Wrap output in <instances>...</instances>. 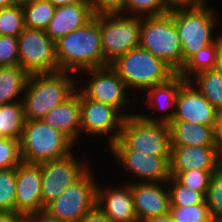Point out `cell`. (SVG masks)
Masks as SVG:
<instances>
[{"label":"cell","instance_id":"obj_1","mask_svg":"<svg viewBox=\"0 0 222 222\" xmlns=\"http://www.w3.org/2000/svg\"><path fill=\"white\" fill-rule=\"evenodd\" d=\"M59 71L76 72L105 66L99 15L55 42Z\"/></svg>","mask_w":222,"mask_h":222},{"label":"cell","instance_id":"obj_2","mask_svg":"<svg viewBox=\"0 0 222 222\" xmlns=\"http://www.w3.org/2000/svg\"><path fill=\"white\" fill-rule=\"evenodd\" d=\"M72 72L30 74L22 96L25 120H40L76 92Z\"/></svg>","mask_w":222,"mask_h":222},{"label":"cell","instance_id":"obj_3","mask_svg":"<svg viewBox=\"0 0 222 222\" xmlns=\"http://www.w3.org/2000/svg\"><path fill=\"white\" fill-rule=\"evenodd\" d=\"M111 150H136L153 156H171L169 124L148 121L139 114L125 117L119 139Z\"/></svg>","mask_w":222,"mask_h":222},{"label":"cell","instance_id":"obj_4","mask_svg":"<svg viewBox=\"0 0 222 222\" xmlns=\"http://www.w3.org/2000/svg\"><path fill=\"white\" fill-rule=\"evenodd\" d=\"M110 66L128 88L147 90L172 78L177 72L164 60L136 47L116 59Z\"/></svg>","mask_w":222,"mask_h":222},{"label":"cell","instance_id":"obj_5","mask_svg":"<svg viewBox=\"0 0 222 222\" xmlns=\"http://www.w3.org/2000/svg\"><path fill=\"white\" fill-rule=\"evenodd\" d=\"M73 142L42 119L26 120L20 139L22 161L41 164L69 155Z\"/></svg>","mask_w":222,"mask_h":222},{"label":"cell","instance_id":"obj_6","mask_svg":"<svg viewBox=\"0 0 222 222\" xmlns=\"http://www.w3.org/2000/svg\"><path fill=\"white\" fill-rule=\"evenodd\" d=\"M177 27L182 45L183 66L200 49L216 42L221 35L213 37L215 13L207 4L195 8H177L169 13ZM213 31V32H212Z\"/></svg>","mask_w":222,"mask_h":222},{"label":"cell","instance_id":"obj_7","mask_svg":"<svg viewBox=\"0 0 222 222\" xmlns=\"http://www.w3.org/2000/svg\"><path fill=\"white\" fill-rule=\"evenodd\" d=\"M139 36V47L164 60L177 73L182 69V45L170 14L141 18Z\"/></svg>","mask_w":222,"mask_h":222},{"label":"cell","instance_id":"obj_8","mask_svg":"<svg viewBox=\"0 0 222 222\" xmlns=\"http://www.w3.org/2000/svg\"><path fill=\"white\" fill-rule=\"evenodd\" d=\"M105 66L139 47L141 17L122 14L99 15Z\"/></svg>","mask_w":222,"mask_h":222},{"label":"cell","instance_id":"obj_9","mask_svg":"<svg viewBox=\"0 0 222 222\" xmlns=\"http://www.w3.org/2000/svg\"><path fill=\"white\" fill-rule=\"evenodd\" d=\"M91 172L88 169L44 210L64 222H79L96 207L98 183Z\"/></svg>","mask_w":222,"mask_h":222},{"label":"cell","instance_id":"obj_10","mask_svg":"<svg viewBox=\"0 0 222 222\" xmlns=\"http://www.w3.org/2000/svg\"><path fill=\"white\" fill-rule=\"evenodd\" d=\"M17 38L19 66L29 75L59 72L55 41L46 31L25 27Z\"/></svg>","mask_w":222,"mask_h":222},{"label":"cell","instance_id":"obj_11","mask_svg":"<svg viewBox=\"0 0 222 222\" xmlns=\"http://www.w3.org/2000/svg\"><path fill=\"white\" fill-rule=\"evenodd\" d=\"M40 165L42 210L89 169L88 165L78 162L72 153Z\"/></svg>","mask_w":222,"mask_h":222},{"label":"cell","instance_id":"obj_12","mask_svg":"<svg viewBox=\"0 0 222 222\" xmlns=\"http://www.w3.org/2000/svg\"><path fill=\"white\" fill-rule=\"evenodd\" d=\"M81 128L85 134L109 136V146L119 139L122 123L125 117L131 114L119 112L116 108L98 101L86 98L80 92ZM117 129V130H116ZM115 131V132H114Z\"/></svg>","mask_w":222,"mask_h":222},{"label":"cell","instance_id":"obj_13","mask_svg":"<svg viewBox=\"0 0 222 222\" xmlns=\"http://www.w3.org/2000/svg\"><path fill=\"white\" fill-rule=\"evenodd\" d=\"M91 74L86 87L79 90L86 98L116 108L119 112L121 108L129 103L126 86L116 71L110 66L97 67L84 70ZM83 89V90H82Z\"/></svg>","mask_w":222,"mask_h":222},{"label":"cell","instance_id":"obj_14","mask_svg":"<svg viewBox=\"0 0 222 222\" xmlns=\"http://www.w3.org/2000/svg\"><path fill=\"white\" fill-rule=\"evenodd\" d=\"M123 169L139 179V182H160L166 185L171 177L170 156H153L136 150H111Z\"/></svg>","mask_w":222,"mask_h":222},{"label":"cell","instance_id":"obj_15","mask_svg":"<svg viewBox=\"0 0 222 222\" xmlns=\"http://www.w3.org/2000/svg\"><path fill=\"white\" fill-rule=\"evenodd\" d=\"M193 82V79L186 80L180 86L172 121L214 126L218 112L193 85Z\"/></svg>","mask_w":222,"mask_h":222},{"label":"cell","instance_id":"obj_16","mask_svg":"<svg viewBox=\"0 0 222 222\" xmlns=\"http://www.w3.org/2000/svg\"><path fill=\"white\" fill-rule=\"evenodd\" d=\"M41 165L21 162L16 167L15 212L25 216L42 210Z\"/></svg>","mask_w":222,"mask_h":222},{"label":"cell","instance_id":"obj_17","mask_svg":"<svg viewBox=\"0 0 222 222\" xmlns=\"http://www.w3.org/2000/svg\"><path fill=\"white\" fill-rule=\"evenodd\" d=\"M131 191L138 222L169 213V189H164L160 182H132Z\"/></svg>","mask_w":222,"mask_h":222},{"label":"cell","instance_id":"obj_18","mask_svg":"<svg viewBox=\"0 0 222 222\" xmlns=\"http://www.w3.org/2000/svg\"><path fill=\"white\" fill-rule=\"evenodd\" d=\"M96 206L113 222H138L131 183L122 188L97 186Z\"/></svg>","mask_w":222,"mask_h":222},{"label":"cell","instance_id":"obj_19","mask_svg":"<svg viewBox=\"0 0 222 222\" xmlns=\"http://www.w3.org/2000/svg\"><path fill=\"white\" fill-rule=\"evenodd\" d=\"M190 169L217 171L218 152L215 147L183 146L173 148L170 156V174L175 177L179 172Z\"/></svg>","mask_w":222,"mask_h":222},{"label":"cell","instance_id":"obj_20","mask_svg":"<svg viewBox=\"0 0 222 222\" xmlns=\"http://www.w3.org/2000/svg\"><path fill=\"white\" fill-rule=\"evenodd\" d=\"M94 18L90 4H73L56 7L46 34L57 41L63 36L85 26Z\"/></svg>","mask_w":222,"mask_h":222},{"label":"cell","instance_id":"obj_21","mask_svg":"<svg viewBox=\"0 0 222 222\" xmlns=\"http://www.w3.org/2000/svg\"><path fill=\"white\" fill-rule=\"evenodd\" d=\"M53 108L42 120L52 128L65 134L73 143L78 141L81 128L80 91Z\"/></svg>","mask_w":222,"mask_h":222},{"label":"cell","instance_id":"obj_22","mask_svg":"<svg viewBox=\"0 0 222 222\" xmlns=\"http://www.w3.org/2000/svg\"><path fill=\"white\" fill-rule=\"evenodd\" d=\"M186 80L179 74L176 73L172 78L168 81L156 84L155 86L147 89L148 98L147 103L148 106H152V108L161 109L166 112V110H170L169 108H173L171 111H167L163 116L159 117H152L147 115L139 114L141 117L145 118L148 121H159L164 123H170L173 120V117L176 112V100H177V93L180 86Z\"/></svg>","mask_w":222,"mask_h":222},{"label":"cell","instance_id":"obj_23","mask_svg":"<svg viewBox=\"0 0 222 222\" xmlns=\"http://www.w3.org/2000/svg\"><path fill=\"white\" fill-rule=\"evenodd\" d=\"M170 149L183 146H214L213 126L192 124L188 121L169 123Z\"/></svg>","mask_w":222,"mask_h":222},{"label":"cell","instance_id":"obj_24","mask_svg":"<svg viewBox=\"0 0 222 222\" xmlns=\"http://www.w3.org/2000/svg\"><path fill=\"white\" fill-rule=\"evenodd\" d=\"M28 77L29 74L19 65L1 66L0 105L22 101L23 96L20 97V94L25 91Z\"/></svg>","mask_w":222,"mask_h":222},{"label":"cell","instance_id":"obj_25","mask_svg":"<svg viewBox=\"0 0 222 222\" xmlns=\"http://www.w3.org/2000/svg\"><path fill=\"white\" fill-rule=\"evenodd\" d=\"M23 102L0 105V136L20 140L25 124Z\"/></svg>","mask_w":222,"mask_h":222},{"label":"cell","instance_id":"obj_26","mask_svg":"<svg viewBox=\"0 0 222 222\" xmlns=\"http://www.w3.org/2000/svg\"><path fill=\"white\" fill-rule=\"evenodd\" d=\"M222 45L221 37L214 43L205 46L197 53L191 56L178 72L185 80H190L191 75H195L201 71L214 69L218 51Z\"/></svg>","mask_w":222,"mask_h":222},{"label":"cell","instance_id":"obj_27","mask_svg":"<svg viewBox=\"0 0 222 222\" xmlns=\"http://www.w3.org/2000/svg\"><path fill=\"white\" fill-rule=\"evenodd\" d=\"M196 88L206 100L220 113L222 112V76L215 69L201 71L193 76ZM197 83V84H196Z\"/></svg>","mask_w":222,"mask_h":222},{"label":"cell","instance_id":"obj_28","mask_svg":"<svg viewBox=\"0 0 222 222\" xmlns=\"http://www.w3.org/2000/svg\"><path fill=\"white\" fill-rule=\"evenodd\" d=\"M25 27L46 30L56 7L46 0H24L21 2Z\"/></svg>","mask_w":222,"mask_h":222},{"label":"cell","instance_id":"obj_29","mask_svg":"<svg viewBox=\"0 0 222 222\" xmlns=\"http://www.w3.org/2000/svg\"><path fill=\"white\" fill-rule=\"evenodd\" d=\"M24 29V14L21 2L0 9V35L18 37Z\"/></svg>","mask_w":222,"mask_h":222},{"label":"cell","instance_id":"obj_30","mask_svg":"<svg viewBox=\"0 0 222 222\" xmlns=\"http://www.w3.org/2000/svg\"><path fill=\"white\" fill-rule=\"evenodd\" d=\"M166 183L169 186L170 206H193L205 201V195L202 192L184 187L172 176Z\"/></svg>","mask_w":222,"mask_h":222},{"label":"cell","instance_id":"obj_31","mask_svg":"<svg viewBox=\"0 0 222 222\" xmlns=\"http://www.w3.org/2000/svg\"><path fill=\"white\" fill-rule=\"evenodd\" d=\"M16 168L0 169V212H15Z\"/></svg>","mask_w":222,"mask_h":222},{"label":"cell","instance_id":"obj_32","mask_svg":"<svg viewBox=\"0 0 222 222\" xmlns=\"http://www.w3.org/2000/svg\"><path fill=\"white\" fill-rule=\"evenodd\" d=\"M125 9L132 13H130V16L141 18L162 16L171 12L165 0H126L123 7L124 12L126 11Z\"/></svg>","mask_w":222,"mask_h":222},{"label":"cell","instance_id":"obj_33","mask_svg":"<svg viewBox=\"0 0 222 222\" xmlns=\"http://www.w3.org/2000/svg\"><path fill=\"white\" fill-rule=\"evenodd\" d=\"M169 213L176 222H213L205 201L193 206H170Z\"/></svg>","mask_w":222,"mask_h":222},{"label":"cell","instance_id":"obj_34","mask_svg":"<svg viewBox=\"0 0 222 222\" xmlns=\"http://www.w3.org/2000/svg\"><path fill=\"white\" fill-rule=\"evenodd\" d=\"M205 202L212 219L222 217V170L218 169L211 176Z\"/></svg>","mask_w":222,"mask_h":222},{"label":"cell","instance_id":"obj_35","mask_svg":"<svg viewBox=\"0 0 222 222\" xmlns=\"http://www.w3.org/2000/svg\"><path fill=\"white\" fill-rule=\"evenodd\" d=\"M216 171L190 169L179 172L174 178L184 187L206 195L212 174Z\"/></svg>","mask_w":222,"mask_h":222},{"label":"cell","instance_id":"obj_36","mask_svg":"<svg viewBox=\"0 0 222 222\" xmlns=\"http://www.w3.org/2000/svg\"><path fill=\"white\" fill-rule=\"evenodd\" d=\"M21 162L20 140L0 136V169L16 168Z\"/></svg>","mask_w":222,"mask_h":222},{"label":"cell","instance_id":"obj_37","mask_svg":"<svg viewBox=\"0 0 222 222\" xmlns=\"http://www.w3.org/2000/svg\"><path fill=\"white\" fill-rule=\"evenodd\" d=\"M19 65L18 38L0 35V67Z\"/></svg>","mask_w":222,"mask_h":222},{"label":"cell","instance_id":"obj_38","mask_svg":"<svg viewBox=\"0 0 222 222\" xmlns=\"http://www.w3.org/2000/svg\"><path fill=\"white\" fill-rule=\"evenodd\" d=\"M126 0H90L91 10L94 16L108 14H123Z\"/></svg>","mask_w":222,"mask_h":222},{"label":"cell","instance_id":"obj_39","mask_svg":"<svg viewBox=\"0 0 222 222\" xmlns=\"http://www.w3.org/2000/svg\"><path fill=\"white\" fill-rule=\"evenodd\" d=\"M206 0H165L170 10L177 8H195L204 5Z\"/></svg>","mask_w":222,"mask_h":222},{"label":"cell","instance_id":"obj_40","mask_svg":"<svg viewBox=\"0 0 222 222\" xmlns=\"http://www.w3.org/2000/svg\"><path fill=\"white\" fill-rule=\"evenodd\" d=\"M79 222H113L97 206L81 218Z\"/></svg>","mask_w":222,"mask_h":222},{"label":"cell","instance_id":"obj_41","mask_svg":"<svg viewBox=\"0 0 222 222\" xmlns=\"http://www.w3.org/2000/svg\"><path fill=\"white\" fill-rule=\"evenodd\" d=\"M26 222H64V221L49 214L43 209L41 211L28 215L26 218Z\"/></svg>","mask_w":222,"mask_h":222},{"label":"cell","instance_id":"obj_42","mask_svg":"<svg viewBox=\"0 0 222 222\" xmlns=\"http://www.w3.org/2000/svg\"><path fill=\"white\" fill-rule=\"evenodd\" d=\"M214 146L219 153L222 150V112L217 114L215 124L213 126Z\"/></svg>","mask_w":222,"mask_h":222},{"label":"cell","instance_id":"obj_43","mask_svg":"<svg viewBox=\"0 0 222 222\" xmlns=\"http://www.w3.org/2000/svg\"><path fill=\"white\" fill-rule=\"evenodd\" d=\"M26 218L18 212H0V222H26Z\"/></svg>","mask_w":222,"mask_h":222},{"label":"cell","instance_id":"obj_44","mask_svg":"<svg viewBox=\"0 0 222 222\" xmlns=\"http://www.w3.org/2000/svg\"><path fill=\"white\" fill-rule=\"evenodd\" d=\"M49 1L53 6H65L73 4H90V0H46Z\"/></svg>","mask_w":222,"mask_h":222},{"label":"cell","instance_id":"obj_45","mask_svg":"<svg viewBox=\"0 0 222 222\" xmlns=\"http://www.w3.org/2000/svg\"><path fill=\"white\" fill-rule=\"evenodd\" d=\"M143 222H176L170 213L161 216L147 218Z\"/></svg>","mask_w":222,"mask_h":222},{"label":"cell","instance_id":"obj_46","mask_svg":"<svg viewBox=\"0 0 222 222\" xmlns=\"http://www.w3.org/2000/svg\"><path fill=\"white\" fill-rule=\"evenodd\" d=\"M214 69L218 71L220 75L222 76V45L218 51Z\"/></svg>","mask_w":222,"mask_h":222},{"label":"cell","instance_id":"obj_47","mask_svg":"<svg viewBox=\"0 0 222 222\" xmlns=\"http://www.w3.org/2000/svg\"><path fill=\"white\" fill-rule=\"evenodd\" d=\"M19 3L17 0H0V9L7 8Z\"/></svg>","mask_w":222,"mask_h":222},{"label":"cell","instance_id":"obj_48","mask_svg":"<svg viewBox=\"0 0 222 222\" xmlns=\"http://www.w3.org/2000/svg\"><path fill=\"white\" fill-rule=\"evenodd\" d=\"M218 168L222 170V150L218 153Z\"/></svg>","mask_w":222,"mask_h":222},{"label":"cell","instance_id":"obj_49","mask_svg":"<svg viewBox=\"0 0 222 222\" xmlns=\"http://www.w3.org/2000/svg\"><path fill=\"white\" fill-rule=\"evenodd\" d=\"M213 222H222V217L214 219Z\"/></svg>","mask_w":222,"mask_h":222}]
</instances>
